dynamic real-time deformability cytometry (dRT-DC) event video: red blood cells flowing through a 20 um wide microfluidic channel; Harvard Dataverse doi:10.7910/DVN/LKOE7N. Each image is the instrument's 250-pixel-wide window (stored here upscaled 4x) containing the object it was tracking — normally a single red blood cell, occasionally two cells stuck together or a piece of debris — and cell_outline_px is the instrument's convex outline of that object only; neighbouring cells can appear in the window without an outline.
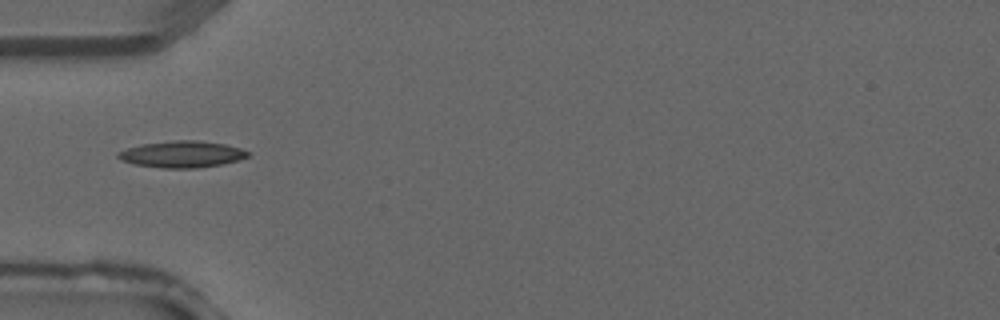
{"species": "common noctule bat (a hibernating species)", "species_latin": "Nyctalus noctula", "temperature_condition": "warm", "stored_images_in_passage": 2, "camera_frame_rate_fps": 3000, "um_per_image_px": 0.085, "animal": {"sex": "male", "forearm_length_mm": 52.5}, "frame": {"image": 1, "passage_image": 2, "time_ms": 0.333, "image_size_px": [1000, 320], "cell_outline_px": [[252, 152], [248, 156], [236, 160], [220, 164], [196, 168], [164, 168], [136, 164], [120, 160], [116, 156], [116, 152], [128, 148], [144, 144], [176, 140], [196, 140], [224, 144], [240, 148]], "centroid_in_image_um": [15.46, 13.11], "position_along_channel_um": 69.5, "area_um2": 19.83}}